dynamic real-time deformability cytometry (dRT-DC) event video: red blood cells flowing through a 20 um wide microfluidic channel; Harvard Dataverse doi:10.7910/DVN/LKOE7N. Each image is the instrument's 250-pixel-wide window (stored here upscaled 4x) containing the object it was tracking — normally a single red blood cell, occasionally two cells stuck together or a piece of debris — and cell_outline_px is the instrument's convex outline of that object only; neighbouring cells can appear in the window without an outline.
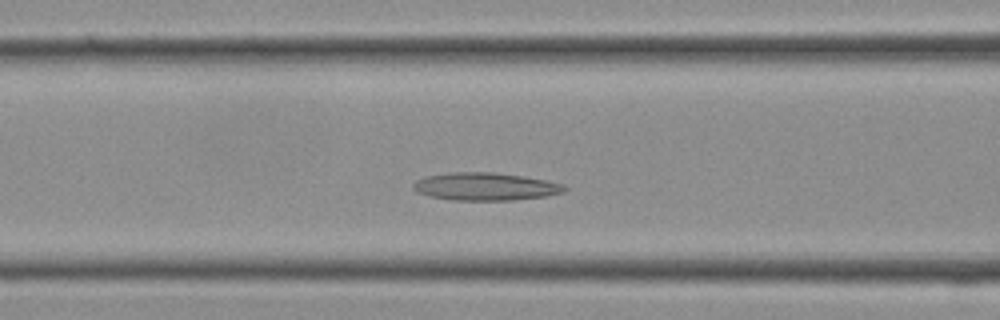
{"species": "Egyptian fruit bat (a non-hibernating species)", "species_latin": "Rousettus aegyptiacus", "temperature_condition": "cold", "stored_images_in_passage": 28, "camera_frame_rate_fps": 3000, "um_per_image_px": 0.085, "frame": {"image": 1, "passage_image": 9, "time_ms": 2.667, "image_size_px": [1000, 320], "cell_outline_px": [[568, 188], [564, 192], [548, 196], [512, 200], [452, 200], [428, 196], [416, 192], [412, 188], [412, 184], [416, 180], [424, 176], [448, 172], [492, 172], [524, 176], [564, 184]], "centroid_in_image_um": [41.23, 15.85], "position_along_channel_um": 125.4, "area_um2": 24.74}}
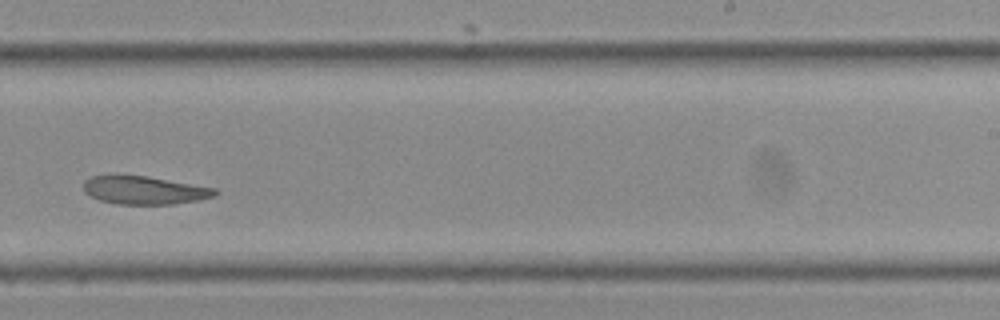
{"frame": {"image": 2, "passage_image": 16, "time_ms": 5.0, "image_size_px": [1000, 320], "cell_outline_px": [[220, 192], [216, 196], [196, 200], [172, 204], [116, 204], [100, 200], [84, 192], [84, 180], [88, 176], [108, 172], [120, 172], [148, 176], [216, 188]], "centroid_in_image_um": [12.19, 16.11], "position_along_channel_um": 276.8, "area_um2": 22.48}}
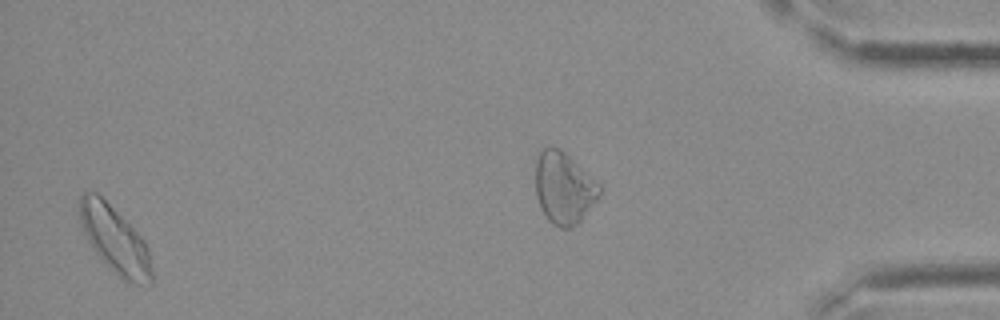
{"frame": {"image": 3, "passage_image": 27, "time_ms": 8.667, "image_size_px": [1000, 320], "cell_outline_px": [[156, 280], [152, 284], [132, 284], [124, 280], [96, 252], [88, 240], [80, 224], [80, 196], [84, 192], [96, 192], [144, 240], [148, 248]], "centroid_in_image_um": [9.82, 20.44], "position_along_channel_um": 425.4, "area_um2": 27.46}}